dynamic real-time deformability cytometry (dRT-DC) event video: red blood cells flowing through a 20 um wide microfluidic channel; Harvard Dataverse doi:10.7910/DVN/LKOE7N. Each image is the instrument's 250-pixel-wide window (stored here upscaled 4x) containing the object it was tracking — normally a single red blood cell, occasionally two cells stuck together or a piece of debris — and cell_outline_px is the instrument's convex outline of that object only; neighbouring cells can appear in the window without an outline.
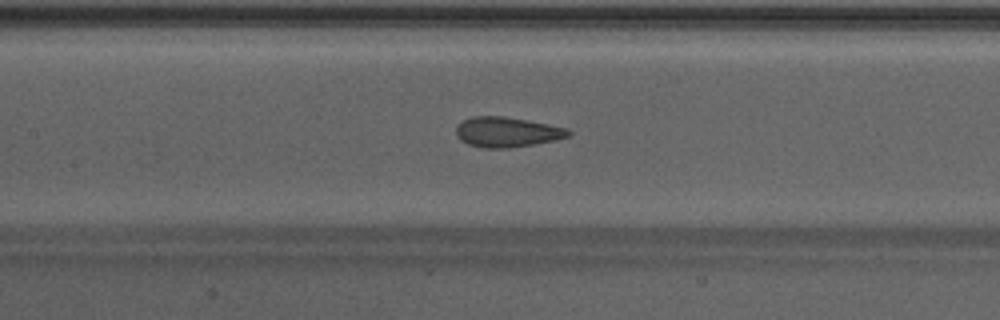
{"species": "Egyptian fruit bat (a non-hibernating species)", "species_latin": "Rousettus aegyptiacus", "temperature_condition": "warm", "stored_images_in_passage": 43, "camera_frame_rate_fps": 3000, "um_per_image_px": 0.085, "animal": {"sex": "male"}, "frame": {"image": 1, "passage_image": 22, "time_ms": 7.0, "image_size_px": [1000, 320], "cell_outline_px": [[572, 132], [568, 136], [556, 140], [532, 144], [504, 148], [484, 148], [468, 144], [460, 140], [456, 136], [456, 128], [464, 120], [472, 116], [504, 116], [528, 120], [568, 128]], "centroid_in_image_um": [43.09, 11.22], "position_along_channel_um": 164.3, "area_um2": 19.59}}
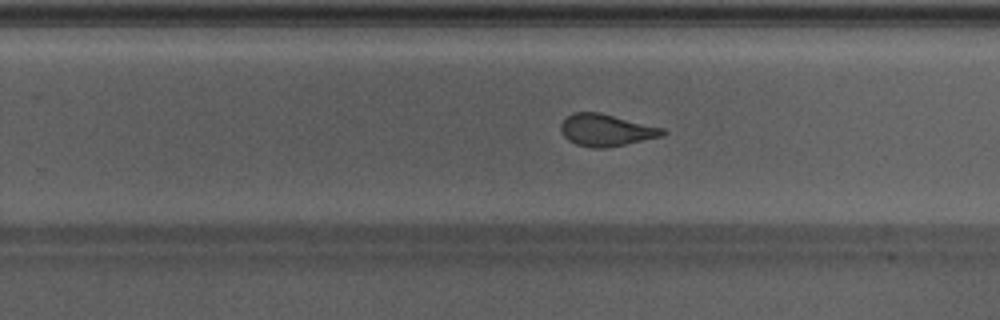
{"frame": {"image": 2, "passage_image": 30, "time_ms": 9.667, "image_size_px": [1000, 320], "cell_outline_px": [[668, 132], [664, 136], [604, 148], [592, 148], [576, 144], [568, 140], [560, 132], [560, 124], [572, 112], [600, 112], [664, 128]], "centroid_in_image_um": [51.53, 11.05], "position_along_channel_um": 278.3, "area_um2": 19.07}}
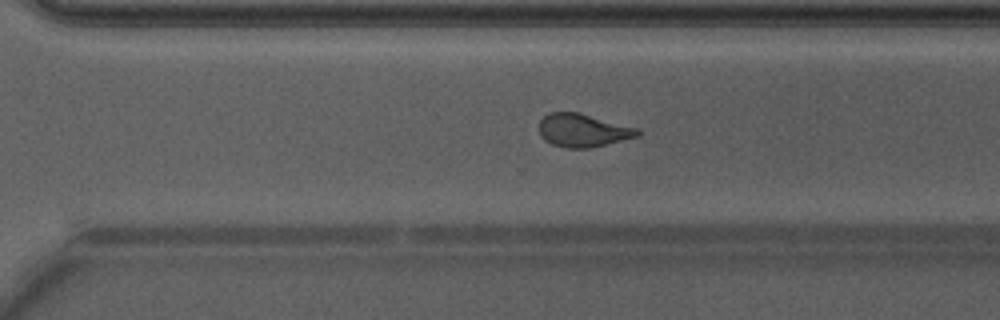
{"frame": {"image": 3, "passage_image": 33, "time_ms": 10.667, "image_size_px": [1000, 320], "cell_outline_px": [[640, 136], [588, 148], [564, 148], [552, 144], [544, 140], [540, 136], [540, 120], [548, 112], [576, 112], [640, 128]], "centroid_in_image_um": [49.55, 11.08], "position_along_channel_um": 321.0, "area_um2": 19.02}, "authors_computed_cell_mechanics": {"area_um2": 20.0566, "velocity_mm_per_s": 4.29, "shape_relaxation_time_tau1_ms": 11.3387, "shape_relaxation_time_tau2_ms": 1.076, "deformation_change_tau1": 0.2655, "deformation_change_tau2": 0.0893}}